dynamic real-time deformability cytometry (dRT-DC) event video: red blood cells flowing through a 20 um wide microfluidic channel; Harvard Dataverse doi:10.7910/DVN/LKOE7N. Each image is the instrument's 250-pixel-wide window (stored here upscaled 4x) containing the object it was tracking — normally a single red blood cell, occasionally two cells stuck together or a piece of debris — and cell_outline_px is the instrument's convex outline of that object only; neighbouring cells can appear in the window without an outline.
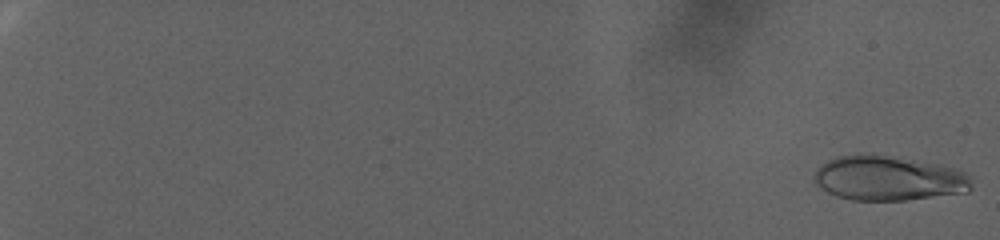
{"species": "human", "species_latin": "Homo sapiens", "temperature_condition": "warm", "stored_images_in_passage": 96, "camera_frame_rate_fps": 3000, "um_per_image_px": 0.085, "donor": {"sex": "female"}, "frame": {"image": 1, "passage_image": 2, "time_ms": 0.333, "image_size_px": [1000, 240], "cell_outline_px": [[972, 188], [968, 192], [908, 200], [852, 200], [836, 196], [820, 188], [812, 180], [816, 172], [828, 160], [836, 156], [860, 152], [872, 152], [936, 164], [956, 168], [964, 172], [968, 176]], "centroid_in_image_um": [75.5, 15.13], "position_along_channel_um": 9.5, "area_um2": 41.44}}
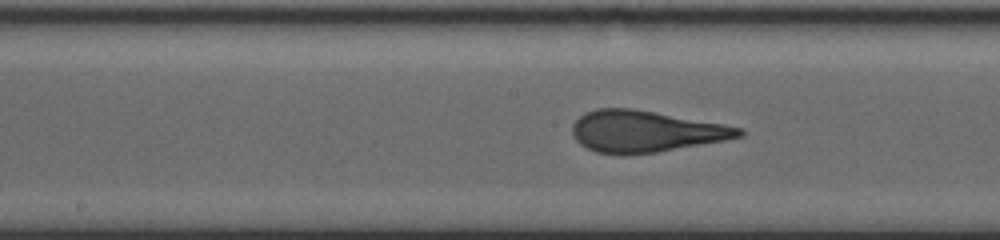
{"frame": {"image": 2, "passage_image": 58, "time_ms": 19.0, "image_size_px": [1000, 240], "cell_outline_px": [[744, 136], [724, 140], [656, 152], [624, 156], [596, 152], [580, 144], [576, 140], [572, 132], [572, 124], [584, 112], [596, 108], [632, 108], [724, 124], [744, 128]], "centroid_in_image_um": [54.84, 11.17], "position_along_channel_um": 193.4, "area_um2": 40.4}}
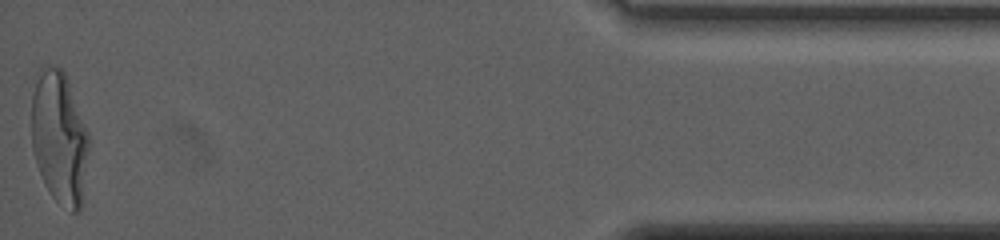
{"frame": {"image": 3, "passage_image": 96, "time_ms": 31.667, "image_size_px": [1000, 240], "cell_outline_px": [[88, 152], [80, 212], [72, 212], [56, 200], [52, 196], [44, 184], [36, 164], [32, 148], [32, 96], [36, 72], [40, 64], [56, 64], [64, 72], [88, 132]], "centroid_in_image_um": [5.01, 11.64], "position_along_channel_um": 430.2, "area_um2": 44.45}, "authors_computed_cell_mechanics": {"area_um2": 39.6797, "velocity_mm_per_s": 2.3685, "shape_relaxation_time_tau1_ms": 8.7606, "shape_relaxation_time_tau2_ms": null, "deformation_change_tau1": 0.2701, "deformation_change_tau2": null}}